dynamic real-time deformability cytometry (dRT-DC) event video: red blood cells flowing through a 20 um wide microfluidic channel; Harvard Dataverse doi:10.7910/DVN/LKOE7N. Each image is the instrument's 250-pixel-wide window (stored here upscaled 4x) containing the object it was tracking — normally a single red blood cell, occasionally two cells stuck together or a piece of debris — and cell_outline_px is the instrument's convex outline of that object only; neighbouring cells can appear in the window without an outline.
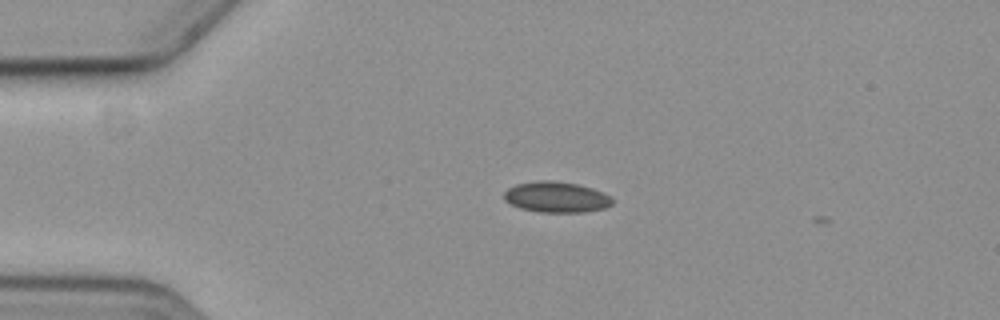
{"species": "common noctule bat (a hibernating species)", "species_latin": "Nyctalus noctula", "temperature_condition": "cold", "stored_images_in_passage": 2, "camera_frame_rate_fps": 3000, "um_per_image_px": 0.085, "animal": {"sex": "female", "body_mass_g": 19.3, "forearm_length_mm": 54.1}, "frame": {"image": 1, "passage_image": 1, "time_ms": 0.0, "image_size_px": [1000, 320], "cell_outline_px": [[612, 204], [604, 208], [584, 212], [536, 212], [520, 208], [504, 200], [504, 192], [508, 188], [516, 184], [540, 180], [552, 180], [576, 184], [592, 188], [608, 196], [612, 200]], "centroid_in_image_um": [47.24, 16.75], "position_along_channel_um": 37.8, "area_um2": 19.25}}